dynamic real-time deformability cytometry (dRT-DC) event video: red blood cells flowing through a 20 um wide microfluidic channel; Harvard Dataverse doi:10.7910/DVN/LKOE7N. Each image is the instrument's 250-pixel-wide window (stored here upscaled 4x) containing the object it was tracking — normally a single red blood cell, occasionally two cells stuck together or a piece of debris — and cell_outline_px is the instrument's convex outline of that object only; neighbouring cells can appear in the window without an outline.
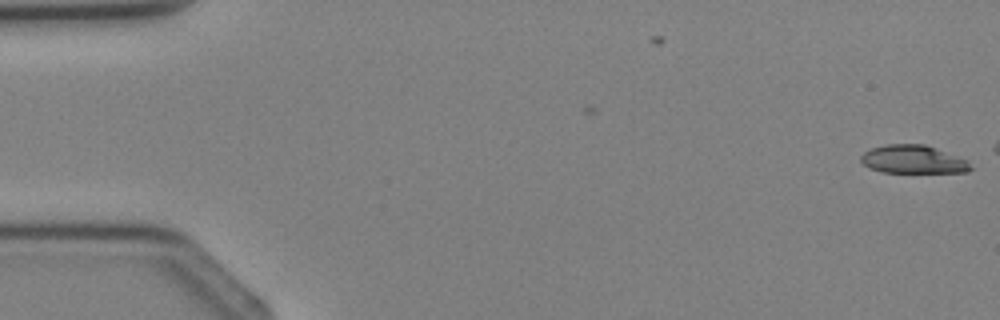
{"species": "Egyptian fruit bat (a non-hibernating species)", "species_latin": "Rousettus aegyptiacus", "temperature_condition": "cold", "stored_images_in_passage": 2, "segment_of_instrument_passage": [2, 2], "camera_frame_rate_fps": 3000, "um_per_image_px": 0.085, "animal": {"sex": "female"}, "frame": {"image": 1, "passage_image": 2, "time_ms": 1.333, "image_size_px": [1000, 320], "cell_outline_px": [[972, 168], [968, 172], [880, 172], [868, 168], [860, 160], [860, 156], [864, 152], [872, 148], [884, 144], [924, 144], [936, 148], [968, 160]], "centroid_in_image_um": [77.59, 13.55], "position_along_channel_um": 7.4, "area_um2": 18.09}}